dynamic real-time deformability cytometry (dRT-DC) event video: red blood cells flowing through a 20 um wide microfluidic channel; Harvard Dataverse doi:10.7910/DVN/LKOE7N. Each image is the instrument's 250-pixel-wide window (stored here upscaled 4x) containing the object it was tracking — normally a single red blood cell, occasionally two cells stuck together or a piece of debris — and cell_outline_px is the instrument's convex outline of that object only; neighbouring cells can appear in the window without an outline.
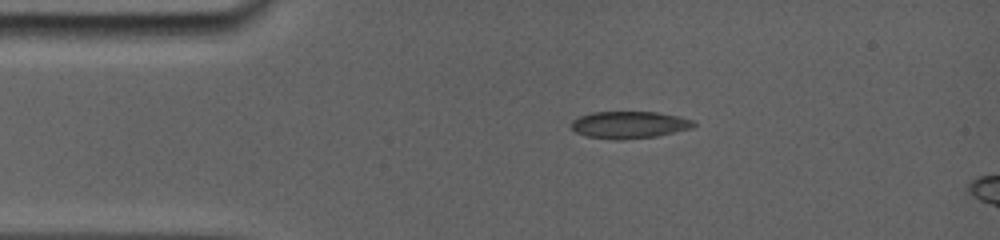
{"species": "common noctule bat (a hibernating species)", "species_latin": "Nyctalus noctula", "temperature_condition": "room temperature", "stored_images_in_passage": 4, "camera_frame_rate_fps": 5000, "um_per_image_px": 0.085, "animal": {"sex": "female", "body_mass_g": 19.0, "forearm_length_mm": 56.7}, "frame": {"image": 1, "passage_image": 1, "time_ms": 0.0, "image_size_px": [1000, 240], "cell_outline_px": [[696, 124], [692, 128], [652, 136], [592, 136], [576, 132], [572, 128], [572, 120], [580, 116], [592, 112], [656, 112], [676, 116], [692, 120]], "centroid_in_image_um": [53.51, 10.54], "position_along_channel_um": 31.5, "area_um2": 17.86}}